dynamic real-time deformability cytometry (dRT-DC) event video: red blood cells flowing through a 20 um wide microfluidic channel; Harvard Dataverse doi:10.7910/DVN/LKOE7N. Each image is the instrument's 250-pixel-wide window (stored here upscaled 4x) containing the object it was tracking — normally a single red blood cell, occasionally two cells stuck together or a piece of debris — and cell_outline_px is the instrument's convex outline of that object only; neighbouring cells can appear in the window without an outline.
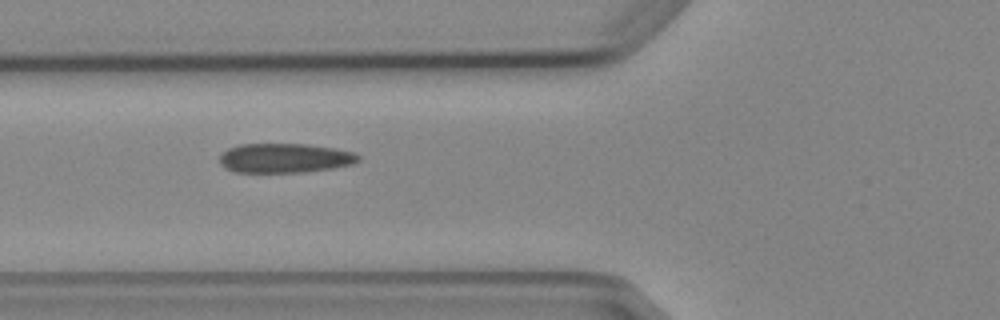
{"species": "Egyptian fruit bat (a non-hibernating species)", "species_latin": "Rousettus aegyptiacus", "temperature_condition": "cold", "stored_images_in_passage": 3, "camera_frame_rate_fps": 3000, "um_per_image_px": 0.085, "animal": {"sex": "female"}, "frame": {"image": 1, "passage_image": 2, "time_ms": 1.0, "image_size_px": [1000, 320], "cell_outline_px": [[360, 160], [352, 164], [332, 168], [308, 172], [232, 172], [224, 168], [220, 164], [220, 156], [228, 148], [240, 144], [304, 144], [336, 148], [352, 152], [360, 156]], "centroid_in_image_um": [24.19, 13.44], "position_along_channel_um": 101.6, "area_um2": 23.87}}